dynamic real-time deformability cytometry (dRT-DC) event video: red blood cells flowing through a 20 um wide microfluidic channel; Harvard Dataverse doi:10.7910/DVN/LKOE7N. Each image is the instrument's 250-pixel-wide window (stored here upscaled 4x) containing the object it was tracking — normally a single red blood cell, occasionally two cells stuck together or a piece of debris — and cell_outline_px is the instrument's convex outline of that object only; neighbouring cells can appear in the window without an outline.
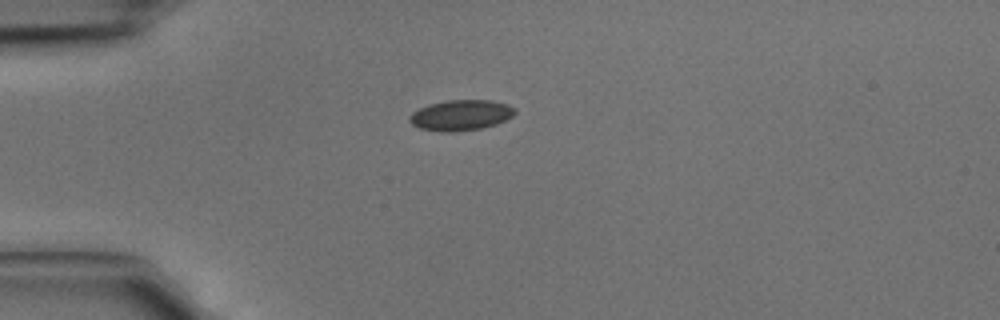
{"species": "common noctule bat (a hibernating species)", "species_latin": "Nyctalus noctula", "temperature_condition": "cold", "stored_images_in_passage": 3, "segment_of_instrument_passage": [2, 2], "camera_frame_rate_fps": 3000, "um_per_image_px": 0.085, "animal": {"sex": "male", "body_mass_g": 15.6}, "frame": {"image": 1, "passage_image": 3, "time_ms": 0.667, "image_size_px": [1000, 320], "cell_outline_px": [[516, 112], [512, 116], [496, 124], [480, 128], [452, 132], [440, 132], [420, 128], [412, 124], [408, 120], [408, 116], [412, 112], [428, 104], [448, 100], [492, 100], [508, 104], [516, 108]], "centroid_in_image_um": [39.16, 9.78], "position_along_channel_um": 45.8, "area_um2": 18.84}}